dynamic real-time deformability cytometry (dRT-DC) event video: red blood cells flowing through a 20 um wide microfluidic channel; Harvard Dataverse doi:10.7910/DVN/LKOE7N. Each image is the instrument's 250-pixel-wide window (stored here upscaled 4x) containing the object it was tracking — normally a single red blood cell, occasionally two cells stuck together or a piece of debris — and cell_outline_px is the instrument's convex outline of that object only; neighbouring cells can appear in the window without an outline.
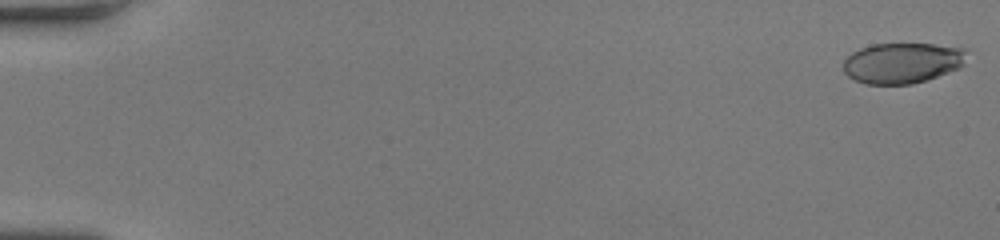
{"species": "human", "species_latin": "Homo sapiens", "temperature_condition": "room temperature", "stored_images_in_passage": 56, "camera_frame_rate_fps": 3000, "um_per_image_px": 0.085, "donor": {"sex": "female"}, "frame": {"image": 1, "passage_image": 1, "time_ms": 0.0, "image_size_px": [1000, 240], "cell_outline_px": [[964, 64], [960, 68], [912, 84], [864, 84], [848, 76], [844, 72], [844, 60], [852, 52], [860, 48], [872, 44], [932, 44], [964, 48]], "centroid_in_image_um": [76.66, 5.35], "position_along_channel_um": 8.3, "area_um2": 28.96}}
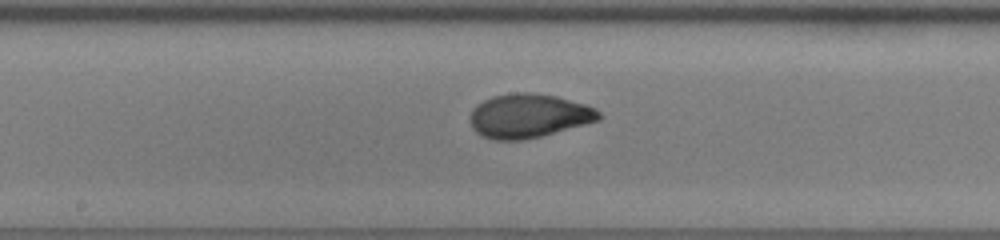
{"frame": {"image": 2, "passage_image": 31, "time_ms": 10.0, "image_size_px": [1000, 240], "cell_outline_px": [[604, 116], [600, 120], [540, 136], [520, 140], [492, 140], [480, 136], [472, 128], [468, 120], [472, 108], [476, 104], [492, 96], [516, 92], [528, 92], [556, 96], [584, 104], [596, 108]], "centroid_in_image_um": [44.9, 9.85], "position_along_channel_um": 203.3, "area_um2": 33.23}}
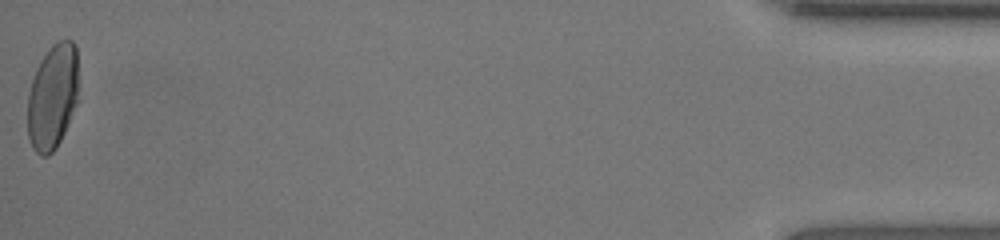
{"frame": {"image": 3, "passage_image": 56, "time_ms": 18.333, "image_size_px": [1000, 240], "cell_outline_px": [[80, 100], [56, 148], [48, 156], [40, 156], [32, 148], [28, 136], [28, 92], [36, 68], [40, 60], [48, 48], [52, 44], [60, 40], [72, 40], [76, 44], [80, 80]], "centroid_in_image_um": [4.53, 8.18], "position_along_channel_um": 430.7, "area_um2": 32.37}, "authors_computed_cell_mechanics": {"area_um2": 31.8478, "velocity_mm_per_s": 3.7902, "shape_relaxation_time_tau1_ms": 5.7819, "shape_relaxation_time_tau2_ms": null, "deformation_change_tau1": 0.2168, "deformation_change_tau2": null}}